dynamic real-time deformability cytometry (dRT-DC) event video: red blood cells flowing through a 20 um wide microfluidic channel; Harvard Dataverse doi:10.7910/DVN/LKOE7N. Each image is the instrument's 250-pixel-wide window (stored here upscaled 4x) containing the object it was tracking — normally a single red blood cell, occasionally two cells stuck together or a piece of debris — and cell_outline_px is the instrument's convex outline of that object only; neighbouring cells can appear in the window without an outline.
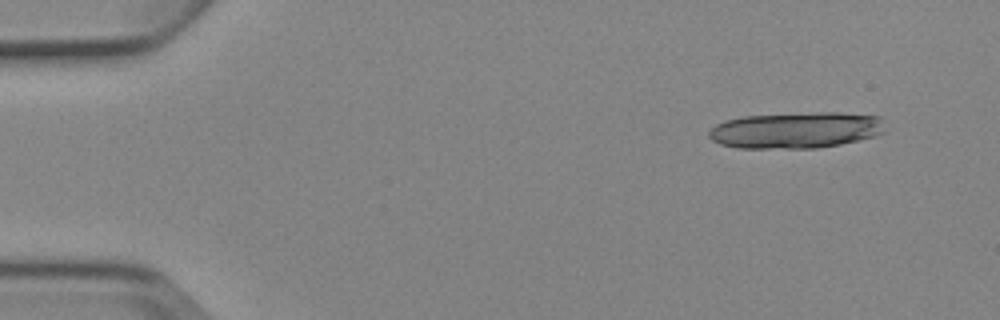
{"species": "Egyptian fruit bat (a non-hibernating species)", "species_latin": "Rousettus aegyptiacus", "temperature_condition": "cold", "stored_images_in_passage": 8, "camera_frame_rate_fps": 3000, "um_per_image_px": 0.085, "animal": {"sex": "female"}, "frame": {"image": 1, "passage_image": 2, "time_ms": 1.0, "image_size_px": [1000, 320], "cell_outline_px": [[888, 128], [884, 132], [876, 136], [860, 140], [840, 144], [816, 148], [736, 148], [720, 144], [712, 140], [708, 136], [708, 132], [716, 124], [724, 120], [744, 116], [816, 112], [840, 112], [880, 116]], "centroid_in_image_um": [67.7, 11.06], "position_along_channel_um": 17.3, "area_um2": 37.69}}
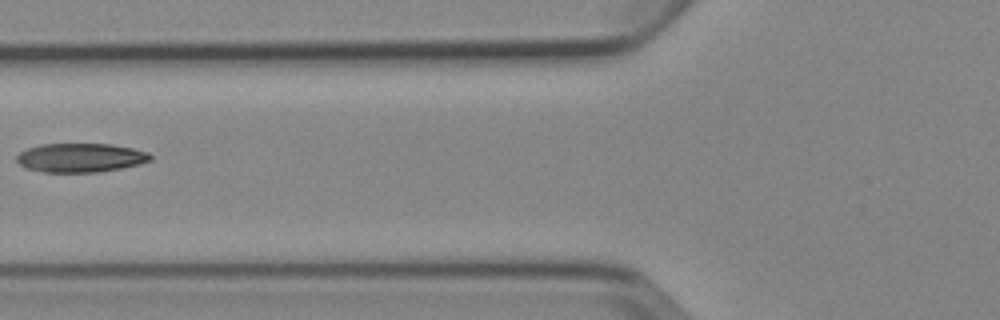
{"frame": {"image": 2, "passage_image": 6, "time_ms": 6.667, "image_size_px": [1000, 320], "cell_outline_px": [[152, 160], [140, 164], [100, 172], [44, 172], [24, 168], [16, 160], [16, 156], [20, 152], [28, 148], [40, 144], [112, 144], [132, 148], [148, 152], [152, 156]], "centroid_in_image_um": [6.84, 13.41], "position_along_channel_um": 119.0, "area_um2": 22.66}}
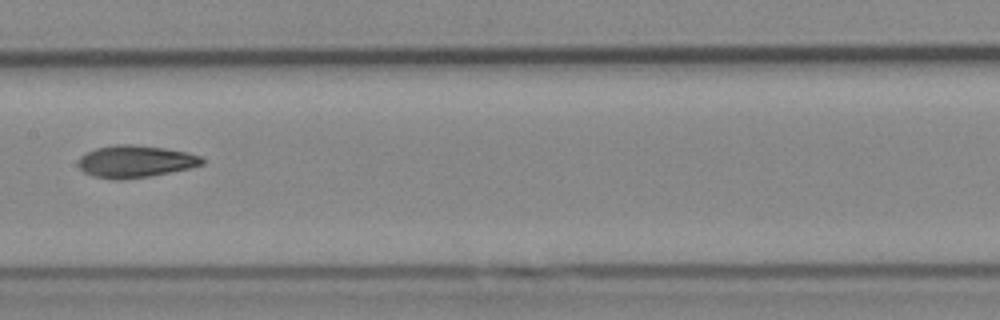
{"frame": {"image": 3, "passage_image": 8, "time_ms": 8.667, "image_size_px": [1000, 320], "cell_outline_px": [[204, 164], [192, 168], [148, 176], [124, 180], [112, 180], [92, 176], [84, 172], [76, 164], [80, 156], [96, 148], [116, 144], [132, 144], [164, 148], [188, 152], [200, 156], [204, 160]], "centroid_in_image_um": [11.49, 13.73], "position_along_channel_um": 195.9, "area_um2": 23.41}}